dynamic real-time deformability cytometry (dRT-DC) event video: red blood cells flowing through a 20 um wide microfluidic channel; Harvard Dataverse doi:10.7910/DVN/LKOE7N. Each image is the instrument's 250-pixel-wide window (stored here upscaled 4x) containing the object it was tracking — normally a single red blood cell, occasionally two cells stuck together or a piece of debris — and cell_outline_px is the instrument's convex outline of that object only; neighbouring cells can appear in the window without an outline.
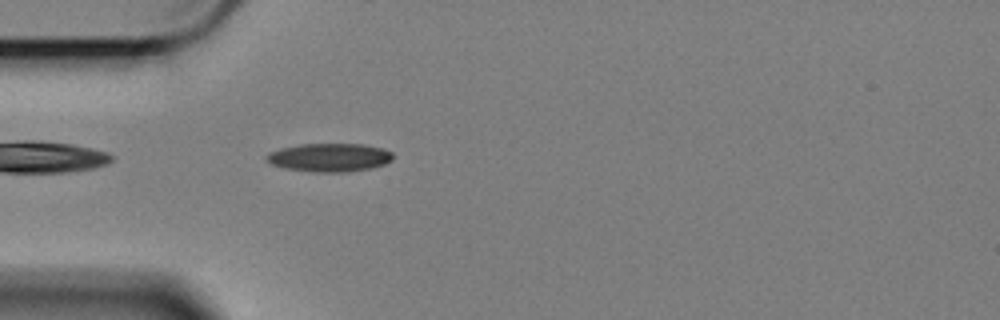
{"species": "Egyptian fruit bat (a non-hibernating species)", "species_latin": "Rousettus aegyptiacus", "temperature_condition": "cold", "stored_images_in_passage": 46, "segment_of_instrument_passage": [1, 3], "camera_frame_rate_fps": 3000, "um_per_image_px": 0.085, "animal": {"sex": "female"}, "frame": {"image": 1, "passage_image": 3, "time_ms": 0.667, "image_size_px": [1000, 320], "cell_outline_px": [[392, 160], [384, 164], [372, 168], [348, 172], [312, 172], [284, 168], [272, 164], [264, 160], [264, 156], [268, 152], [280, 148], [300, 144], [364, 144], [384, 148], [392, 152]], "centroid_in_image_um": [27.98, 13.38], "position_along_channel_um": 57.0, "area_um2": 21.21}}
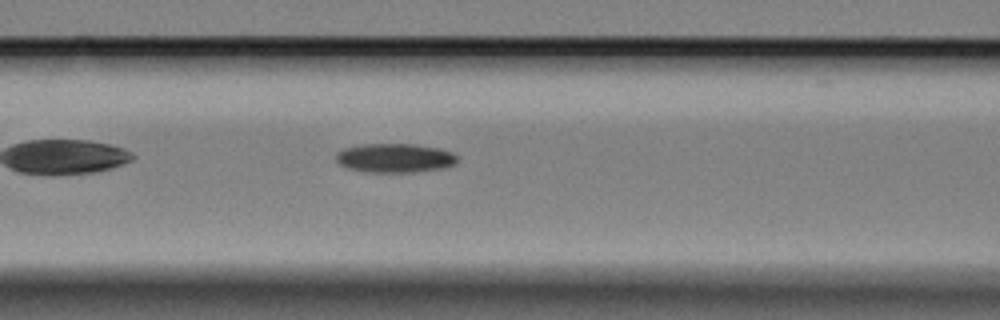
{"frame": {"image": 2, "passage_image": 10, "time_ms": 3.0, "image_size_px": [1000, 320], "cell_outline_px": [[456, 160], [452, 164], [440, 168], [412, 172], [368, 172], [348, 168], [340, 164], [336, 160], [336, 156], [344, 148], [364, 144], [412, 144], [440, 148], [452, 152], [456, 156]], "centroid_in_image_um": [33.54, 13.42], "position_along_channel_um": 133.1, "area_um2": 20.17}}
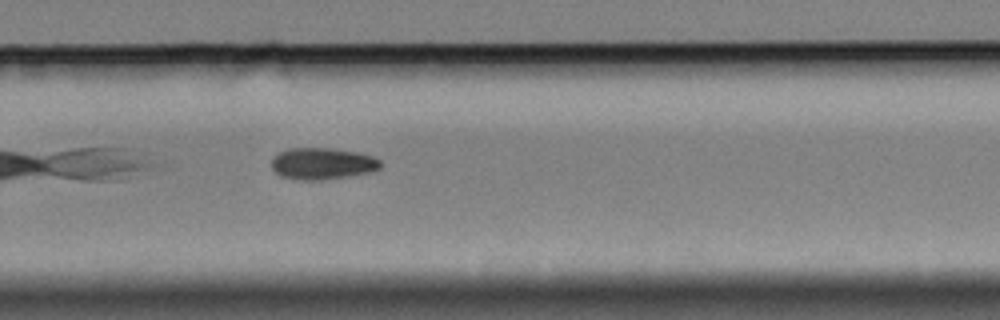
{"frame": {"image": 3, "passage_image": 25, "time_ms": 8.0, "image_size_px": [1000, 320], "cell_outline_px": [[380, 168], [368, 172], [348, 176], [320, 180], [300, 180], [280, 176], [272, 168], [272, 156], [288, 148], [332, 148], [356, 152], [372, 156], [380, 160]], "centroid_in_image_um": [27.36, 13.9], "position_along_channel_um": 302.4, "area_um2": 20.0}}